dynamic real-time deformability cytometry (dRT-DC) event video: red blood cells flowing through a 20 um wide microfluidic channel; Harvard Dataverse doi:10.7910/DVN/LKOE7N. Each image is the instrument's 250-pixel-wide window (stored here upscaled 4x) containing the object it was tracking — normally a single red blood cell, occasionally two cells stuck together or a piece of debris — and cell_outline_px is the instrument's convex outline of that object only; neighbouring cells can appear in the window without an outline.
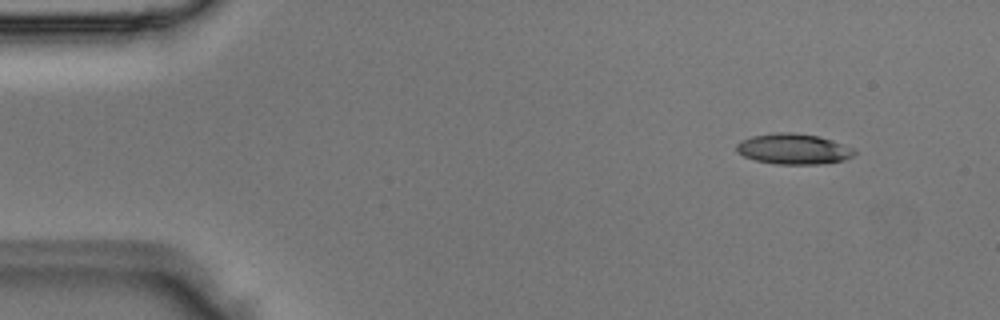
{"species": "Egyptian fruit bat (a non-hibernating species)", "species_latin": "Rousettus aegyptiacus", "temperature_condition": "room temperature", "stored_images_in_passage": 3, "camera_frame_rate_fps": 3000, "um_per_image_px": 0.085, "animal": {"sex": "male"}, "frame": {"image": 1, "passage_image": 1, "time_ms": 0.0, "image_size_px": [1000, 320], "cell_outline_px": [[856, 152], [852, 156], [844, 160], [820, 164], [776, 164], [756, 160], [744, 156], [736, 152], [736, 144], [740, 140], [752, 136], [776, 132], [792, 132], [820, 136], [832, 140], [852, 148]], "centroid_in_image_um": [67.42, 12.65], "position_along_channel_um": 17.6, "area_um2": 21.04}}
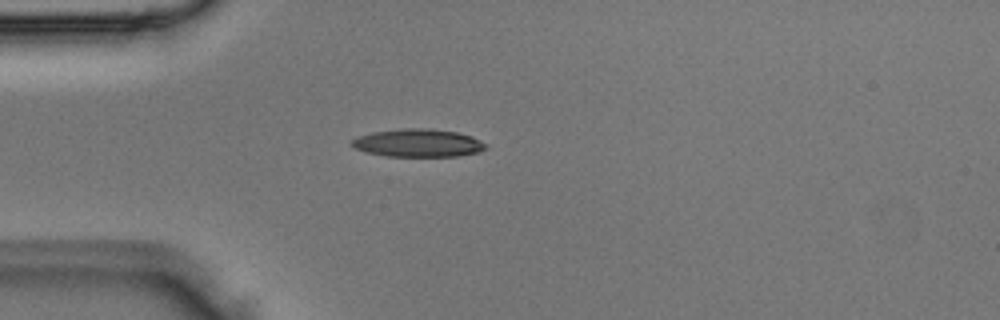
{"frame": {"image": 2, "passage_image": 3, "time_ms": 0.667, "image_size_px": [1000, 320], "cell_outline_px": [[488, 148], [480, 152], [460, 156], [384, 156], [368, 152], [356, 148], [348, 144], [356, 136], [372, 132], [404, 128], [428, 128], [456, 132], [472, 136], [488, 144]], "centroid_in_image_um": [35.56, 12.15], "position_along_channel_um": 49.4, "area_um2": 22.02}}